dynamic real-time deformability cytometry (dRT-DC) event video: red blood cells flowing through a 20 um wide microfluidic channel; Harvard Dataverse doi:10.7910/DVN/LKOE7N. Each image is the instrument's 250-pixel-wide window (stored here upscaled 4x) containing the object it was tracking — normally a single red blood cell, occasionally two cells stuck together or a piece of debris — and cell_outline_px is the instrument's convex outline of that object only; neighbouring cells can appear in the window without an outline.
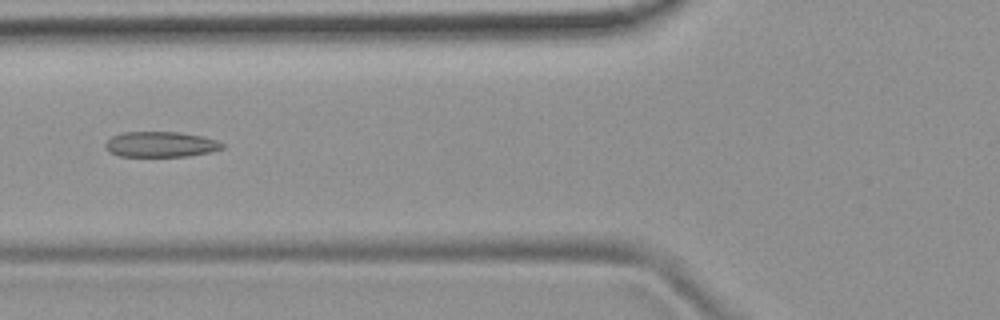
{"species": "common noctule bat (a hibernating species)", "species_latin": "Nyctalus noctula", "temperature_condition": "room temperature", "stored_images_in_passage": 8, "camera_frame_rate_fps": 3000, "um_per_image_px": 0.085, "animal": {"sex": "female", "body_mass_g": 19.9}, "frame": {"image": 1, "passage_image": 4, "time_ms": 3.667, "image_size_px": [1000, 320], "cell_outline_px": [[224, 148], [212, 152], [188, 156], [120, 156], [108, 152], [104, 144], [112, 136], [120, 132], [180, 132], [200, 136], [216, 140], [224, 144]], "centroid_in_image_um": [13.65, 12.27], "position_along_channel_um": 112.2, "area_um2": 17.4}}
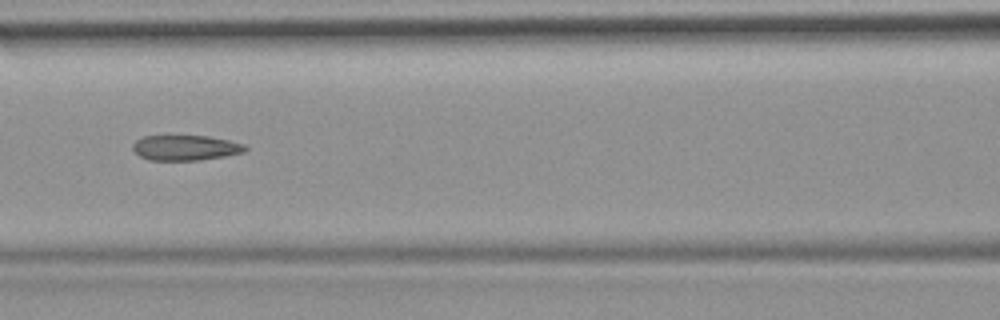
{"frame": {"image": 2, "passage_image": 5, "time_ms": 4.667, "image_size_px": [1000, 320], "cell_outline_px": [[248, 148], [244, 152], [224, 156], [200, 160], [148, 160], [140, 156], [132, 148], [132, 144], [136, 140], [144, 136], [208, 136], [228, 140], [244, 144]], "centroid_in_image_um": [15.76, 12.56], "position_along_channel_um": 150.8, "area_um2": 16.47}}
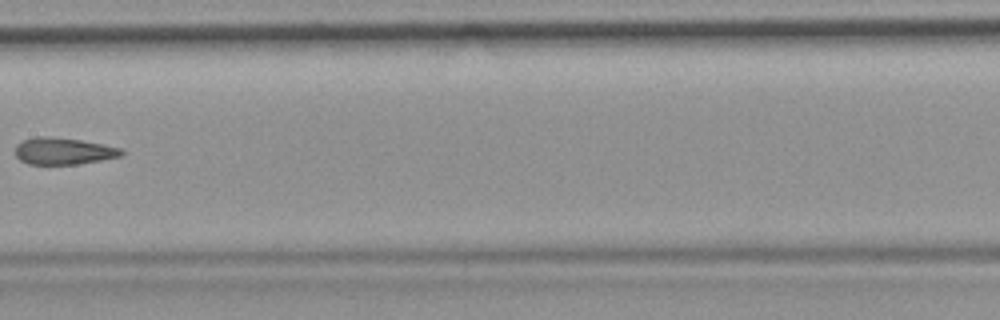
{"frame": {"image": 3, "passage_image": 6, "time_ms": 6.0, "image_size_px": [1000, 320], "cell_outline_px": [[124, 152], [120, 156], [100, 160], [76, 164], [28, 164], [20, 160], [16, 156], [16, 144], [24, 140], [36, 136], [48, 136], [80, 140], [104, 144], [120, 148]], "centroid_in_image_um": [5.37, 12.84], "position_along_channel_um": 202.0, "area_um2": 16.47}}